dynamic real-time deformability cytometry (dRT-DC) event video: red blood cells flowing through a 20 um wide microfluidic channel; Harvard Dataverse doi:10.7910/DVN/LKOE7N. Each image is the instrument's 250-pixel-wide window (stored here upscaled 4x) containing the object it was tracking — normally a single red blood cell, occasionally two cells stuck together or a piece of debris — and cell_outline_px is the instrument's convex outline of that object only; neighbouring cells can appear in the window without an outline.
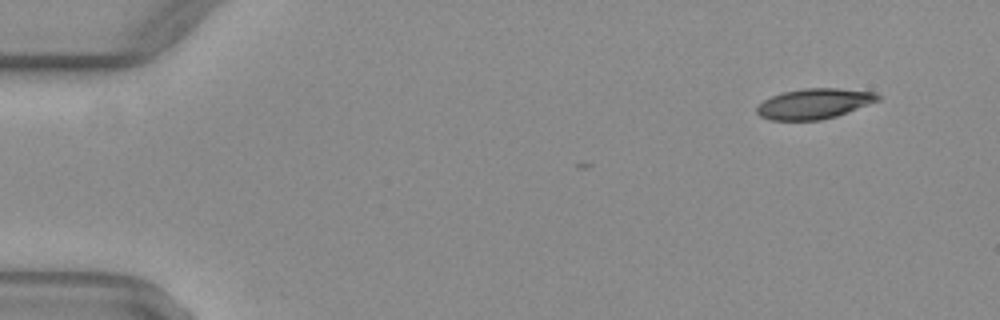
{"species": "common noctule bat (a hibernating species)", "species_latin": "Nyctalus noctula", "temperature_condition": "warm", "stored_images_in_passage": 7, "camera_frame_rate_fps": 3000, "um_per_image_px": 0.085, "animal": {"sex": "female", "body_mass_g": 29.2, "forearm_length_mm": 56.3}, "frame": {"image": 1, "passage_image": 2, "time_ms": 0.333, "image_size_px": [1000, 320], "cell_outline_px": [[880, 100], [836, 116], [820, 120], [768, 120], [760, 116], [756, 112], [756, 108], [764, 100], [772, 96], [784, 92], [804, 88], [836, 88], [876, 92], [880, 96]], "centroid_in_image_um": [69.2, 8.81], "position_along_channel_um": 15.8, "area_um2": 21.27}}